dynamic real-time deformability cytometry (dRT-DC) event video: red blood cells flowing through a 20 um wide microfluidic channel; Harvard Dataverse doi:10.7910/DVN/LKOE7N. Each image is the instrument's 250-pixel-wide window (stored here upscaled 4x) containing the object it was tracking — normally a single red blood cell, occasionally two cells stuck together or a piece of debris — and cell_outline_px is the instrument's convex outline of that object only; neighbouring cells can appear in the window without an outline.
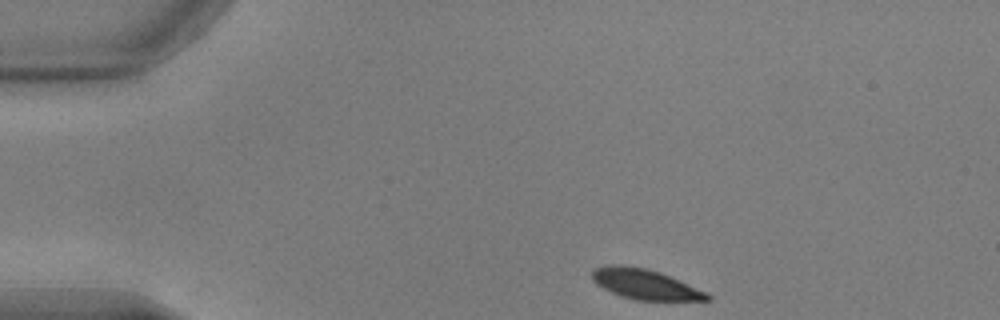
{"species": "common noctule bat (a hibernating species)", "species_latin": "Nyctalus noctula", "temperature_condition": "warm", "stored_images_in_passage": 45, "camera_frame_rate_fps": 3000, "um_per_image_px": 0.085, "animal": {"sex": "male", "body_mass_g": 17.9, "forearm_length_mm": 54.2}, "frame": {"image": 1, "passage_image": 1, "time_ms": 0.0, "image_size_px": [1000, 320], "cell_outline_px": [[712, 300], [636, 300], [620, 296], [596, 284], [592, 280], [592, 268], [608, 264], [620, 264], [644, 268], [660, 272], [708, 292], [712, 296]], "centroid_in_image_um": [54.82, 24.15], "position_along_channel_um": 30.2, "area_um2": 20.35}}
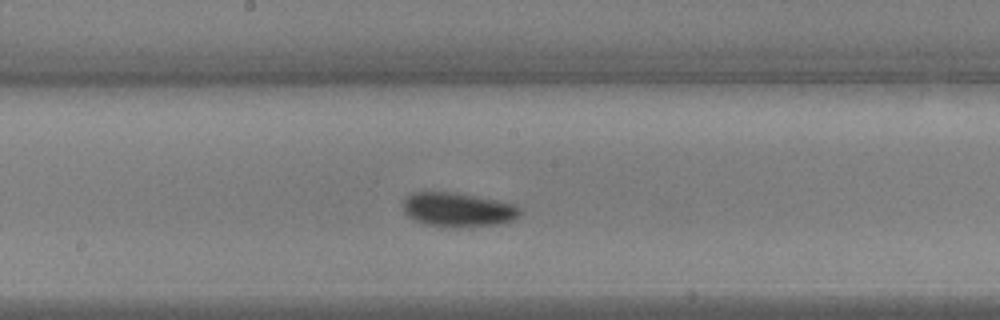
{"frame": {"image": 2, "passage_image": 20, "time_ms": 6.333, "image_size_px": [1000, 320], "cell_outline_px": [[524, 212], [520, 216], [512, 220], [500, 224], [444, 228], [424, 224], [408, 216], [404, 212], [404, 200], [412, 192], [456, 192], [516, 204]], "centroid_in_image_um": [38.96, 17.83], "position_along_channel_um": 209.2, "area_um2": 23.52}}
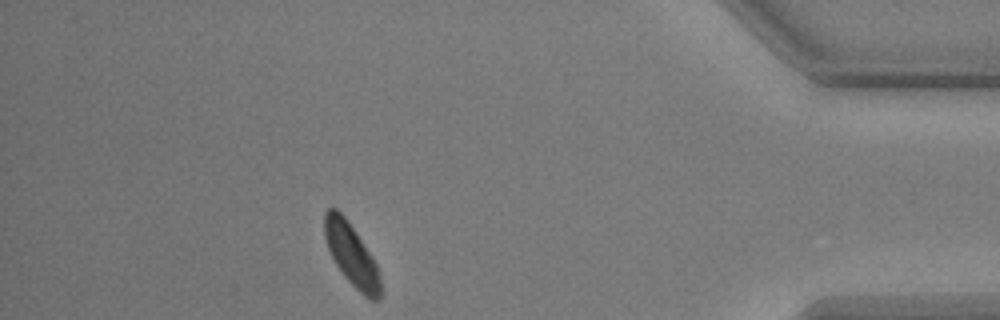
{"frame": {"image": 3, "passage_image": 39, "time_ms": 12.667, "image_size_px": [1000, 320], "cell_outline_px": [[380, 296], [376, 300], [372, 300], [364, 296], [344, 276], [336, 264], [328, 248], [324, 236], [324, 212], [328, 208], [336, 208], [348, 220], [372, 256], [376, 264], [380, 276]], "centroid_in_image_um": [29.86, 21.62], "position_along_channel_um": 405.3, "area_um2": 20.0}, "authors_computed_cell_mechanics": {"area_um2": 21.7328, "velocity_mm_per_s": 3.7832, "shape_relaxation_time_tau1_ms": 2.4222, "shape_relaxation_time_tau2_ms": null, "deformation_change_tau1": 0.1033, "deformation_change_tau2": null}}